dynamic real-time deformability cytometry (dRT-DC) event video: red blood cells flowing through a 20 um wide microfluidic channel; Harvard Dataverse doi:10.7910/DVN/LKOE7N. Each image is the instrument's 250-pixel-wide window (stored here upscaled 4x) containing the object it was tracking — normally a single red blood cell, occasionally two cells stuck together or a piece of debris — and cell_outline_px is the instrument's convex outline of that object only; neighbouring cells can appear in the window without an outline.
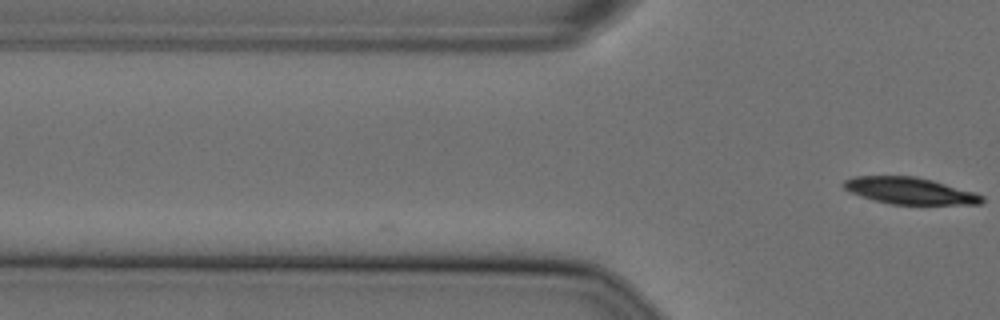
{"species": "Egyptian fruit bat (a non-hibernating species)", "species_latin": "Rousettus aegyptiacus", "temperature_condition": "cold", "stored_images_in_passage": 3, "camera_frame_rate_fps": 3000, "um_per_image_px": 0.085, "animal": {"sex": "female"}, "frame": {"image": 1, "passage_image": 3, "time_ms": 0.667, "image_size_px": [1000, 320], "cell_outline_px": [[984, 200], [980, 204], [892, 204], [872, 200], [860, 196], [844, 188], [844, 180], [856, 176], [916, 176], [932, 180], [976, 192], [984, 196]], "centroid_in_image_um": [77.36, 16.21], "position_along_channel_um": 48.4, "area_um2": 21.44}}